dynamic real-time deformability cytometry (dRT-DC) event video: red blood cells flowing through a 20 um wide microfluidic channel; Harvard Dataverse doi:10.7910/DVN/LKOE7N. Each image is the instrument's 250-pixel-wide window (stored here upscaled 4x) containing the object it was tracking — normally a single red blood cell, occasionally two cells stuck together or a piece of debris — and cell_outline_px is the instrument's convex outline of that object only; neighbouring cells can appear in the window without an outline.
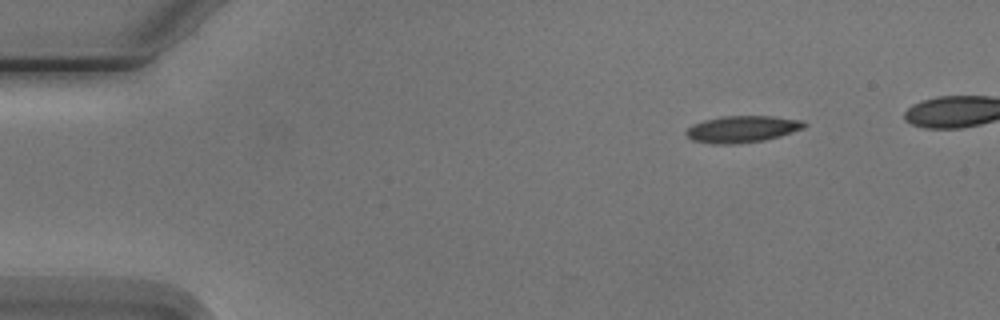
{"species": "Egyptian fruit bat (a non-hibernating species)", "species_latin": "Rousettus aegyptiacus", "temperature_condition": "cold", "stored_images_in_passage": 4, "camera_frame_rate_fps": 3000, "um_per_image_px": 0.085, "animal": {"sex": "male"}, "frame": {"image": 1, "passage_image": 1, "time_ms": 0.0, "image_size_px": [1000, 320], "cell_outline_px": [[808, 124], [804, 128], [780, 136], [764, 140], [736, 144], [712, 144], [692, 140], [684, 132], [692, 124], [704, 120], [720, 116], [772, 116], [804, 120]], "centroid_in_image_um": [63.09, 10.97], "position_along_channel_um": 21.9, "area_um2": 18.55}}